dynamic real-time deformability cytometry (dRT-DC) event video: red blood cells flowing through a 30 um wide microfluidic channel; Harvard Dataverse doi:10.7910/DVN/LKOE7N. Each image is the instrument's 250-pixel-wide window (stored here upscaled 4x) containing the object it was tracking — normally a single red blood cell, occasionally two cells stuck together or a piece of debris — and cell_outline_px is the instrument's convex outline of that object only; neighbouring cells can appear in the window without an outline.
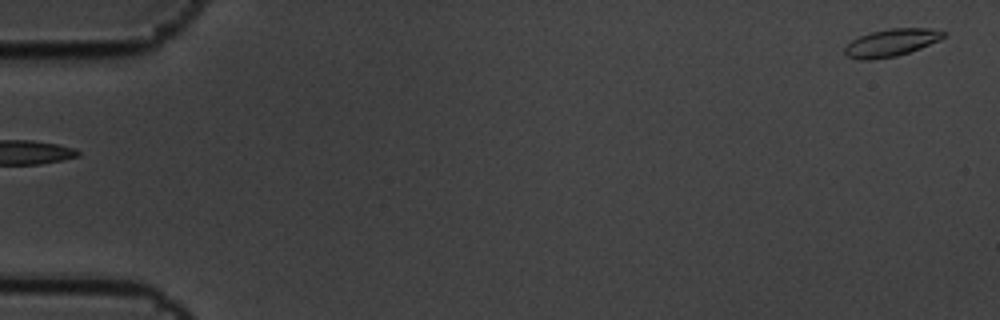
{"species": "common noctule bat (a hibernating species)", "species_latin": "Nyctalus noctula", "temperature_condition": "cold", "stored_images_in_passage": 6, "segment_of_instrument_passage": [2, 2], "camera_frame_rate_fps": 3000, "um_per_image_px": 0.085, "animal": {"sex": "male", "body_mass_g": 19.5, "forearm_length_mm": 54.6}, "frame": {"image": 1, "passage_image": 6, "time_ms": 1.667, "image_size_px": [1000, 320], "cell_outline_px": [[948, 32], [940, 40], [920, 48], [896, 56], [868, 60], [860, 60], [848, 56], [844, 52], [844, 48], [852, 40], [860, 36], [872, 32], [892, 28], [932, 28]], "centroid_in_image_um": [75.79, 3.62], "position_along_channel_um": 9.2, "area_um2": 15.66}}